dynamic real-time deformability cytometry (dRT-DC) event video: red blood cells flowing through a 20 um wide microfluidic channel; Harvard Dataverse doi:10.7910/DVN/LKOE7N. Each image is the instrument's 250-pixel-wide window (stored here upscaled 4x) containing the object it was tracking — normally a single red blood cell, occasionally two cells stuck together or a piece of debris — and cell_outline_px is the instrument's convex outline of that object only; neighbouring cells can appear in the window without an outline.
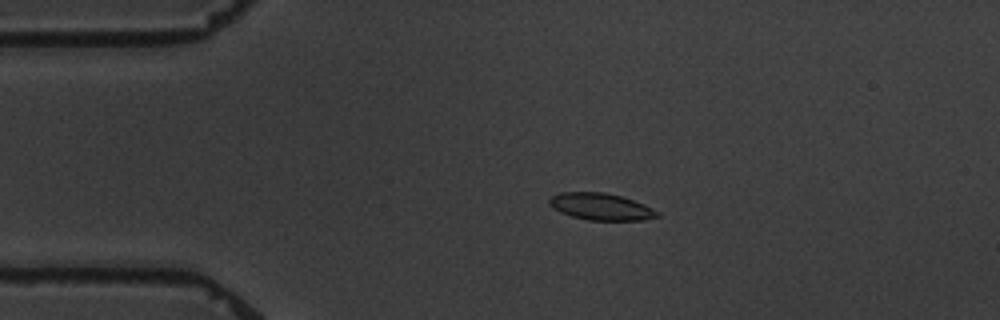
{"species": "common noctule bat (a hibernating species)", "species_latin": "Nyctalus noctula", "temperature_condition": "warm", "stored_images_in_passage": 4, "camera_frame_rate_fps": 3000, "um_per_image_px": 0.085, "animal": {"sex": "male", "body_mass_g": 19.5, "forearm_length_mm": 54.6}, "frame": {"image": 1, "passage_image": 2, "time_ms": 1.333, "image_size_px": [1000, 320], "cell_outline_px": [[660, 216], [644, 220], [588, 220], [572, 216], [560, 212], [552, 208], [548, 204], [548, 200], [552, 196], [560, 192], [604, 192], [620, 196], [644, 204], [660, 212]], "centroid_in_image_um": [51.07, 17.57], "position_along_channel_um": 33.9, "area_um2": 16.94}}
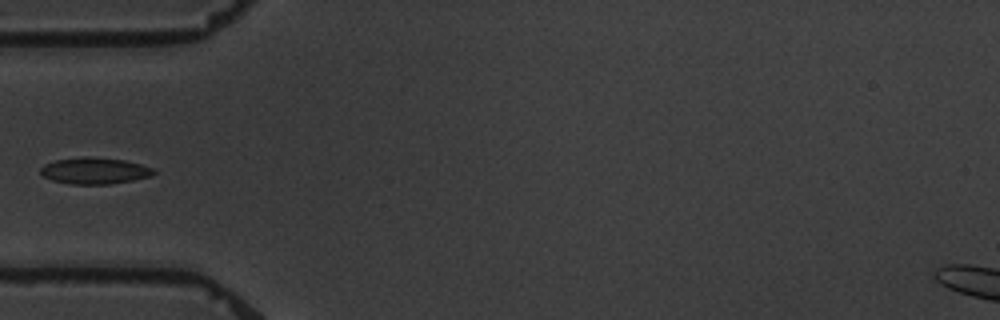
{"frame": {"image": 2, "passage_image": 4, "time_ms": 3.667, "image_size_px": [1000, 320], "cell_outline_px": [[156, 172], [152, 176], [132, 180], [108, 184], [68, 184], [52, 180], [44, 176], [40, 172], [40, 168], [44, 164], [56, 160], [84, 156], [88, 156], [124, 160], [140, 164], [152, 168]], "centroid_in_image_um": [8.02, 14.51], "position_along_channel_um": 77.0, "area_um2": 17.4}}